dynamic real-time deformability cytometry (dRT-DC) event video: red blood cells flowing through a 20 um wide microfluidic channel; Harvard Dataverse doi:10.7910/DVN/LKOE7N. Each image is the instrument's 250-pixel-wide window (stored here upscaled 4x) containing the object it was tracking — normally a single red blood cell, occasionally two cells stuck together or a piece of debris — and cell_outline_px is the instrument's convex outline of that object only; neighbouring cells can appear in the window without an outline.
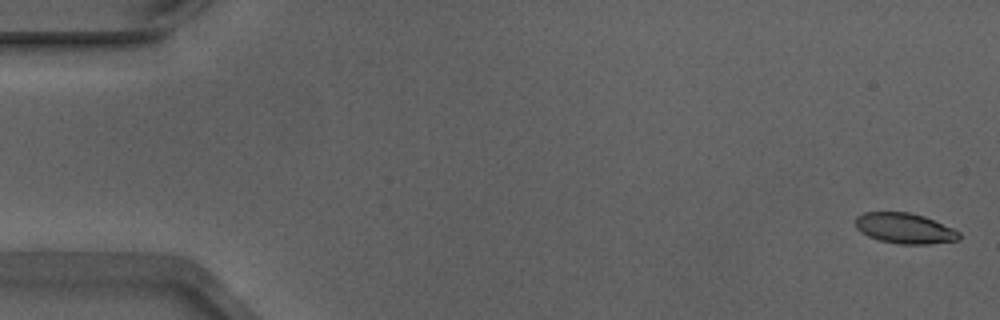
{"species": "Egyptian fruit bat (a non-hibernating species)", "species_latin": "Rousettus aegyptiacus", "temperature_condition": "warm", "stored_images_in_passage": 54, "camera_frame_rate_fps": 3000, "um_per_image_px": 0.085, "animal": {"sex": "male"}, "frame": {"image": 1, "passage_image": 2, "time_ms": 0.333, "image_size_px": [1000, 320], "cell_outline_px": [[960, 240], [928, 244], [900, 244], [880, 240], [868, 236], [860, 232], [856, 228], [856, 216], [864, 212], [908, 212], [924, 216], [952, 228], [960, 232]], "centroid_in_image_um": [76.89, 19.41], "position_along_channel_um": 8.1, "area_um2": 18.38}}
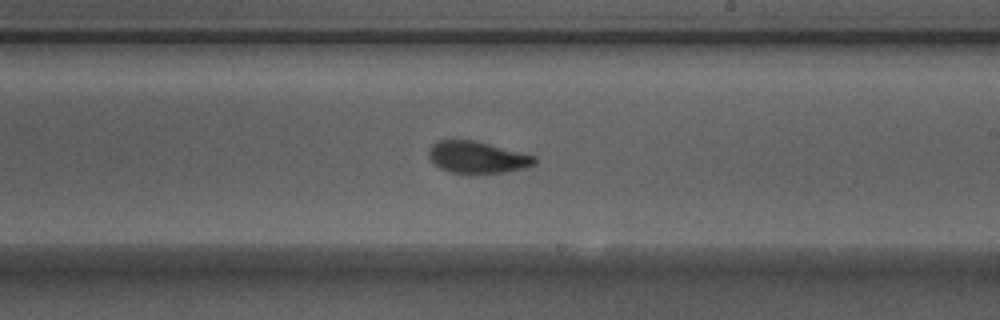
{"frame": {"image": 2, "passage_image": 32, "time_ms": 10.333, "image_size_px": [1000, 320], "cell_outline_px": [[536, 164], [524, 168], [504, 172], [452, 172], [440, 168], [428, 156], [428, 152], [432, 144], [440, 140], [472, 140], [536, 156]], "centroid_in_image_um": [40.57, 13.36], "position_along_channel_um": 248.4, "area_um2": 19.07}}
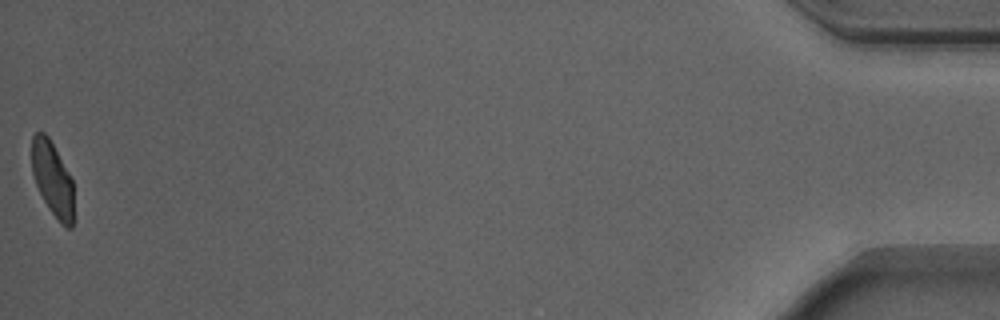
{"frame": {"image": 3, "passage_image": 54, "time_ms": 17.667, "image_size_px": [1000, 320], "cell_outline_px": [[72, 228], [64, 228], [60, 224], [48, 208], [36, 184], [32, 172], [32, 136], [36, 132], [44, 132], [48, 136], [68, 172], [72, 180]], "centroid_in_image_um": [4.45, 15.22], "position_along_channel_um": 430.8, "area_um2": 17.86}, "authors_computed_cell_mechanics": {"area_um2": 19.652, "velocity_mm_per_s": 3.8722, "shape_relaxation_time_tau1_ms": 3.7509, "shape_relaxation_time_tau2_ms": 1.3854, "deformation_change_tau1": 0.1452, "deformation_change_tau2": 0.0651}}